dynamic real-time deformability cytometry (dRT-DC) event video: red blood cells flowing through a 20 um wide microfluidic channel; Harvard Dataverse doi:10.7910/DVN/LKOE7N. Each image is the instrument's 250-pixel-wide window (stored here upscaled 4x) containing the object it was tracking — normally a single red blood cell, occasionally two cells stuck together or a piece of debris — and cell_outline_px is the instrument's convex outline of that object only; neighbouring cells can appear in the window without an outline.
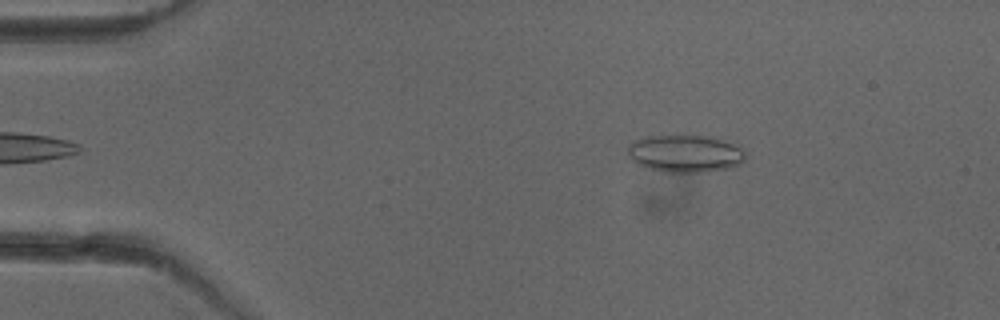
{"species": "common noctule bat (a hibernating species)", "species_latin": "Nyctalus noctula", "temperature_condition": "cold", "stored_images_in_passage": 45, "camera_frame_rate_fps": 3000, "um_per_image_px": 0.085, "animal": {"sex": "female"}, "frame": {"image": 1, "passage_image": 2, "time_ms": 0.333, "image_size_px": [1000, 320], "cell_outline_px": [[748, 156], [740, 164], [728, 168], [708, 172], [664, 172], [648, 168], [636, 164], [628, 152], [628, 144], [636, 140], [648, 136], [676, 132], [704, 136], [720, 140], [732, 144], [740, 148]], "centroid_in_image_um": [58.21, 13.02], "position_along_channel_um": 26.8, "area_um2": 26.18}}
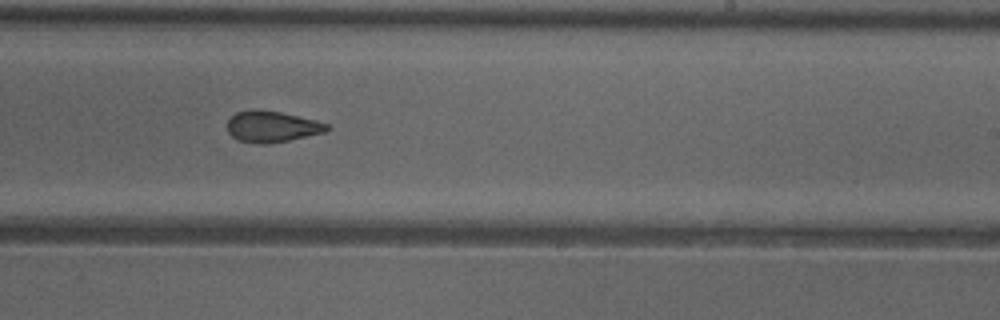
{"frame": {"image": 2, "passage_image": 25, "time_ms": 8.0, "image_size_px": [1000, 320], "cell_outline_px": [[332, 128], [324, 132], [288, 140], [264, 144], [256, 144], [240, 140], [232, 136], [228, 132], [228, 120], [236, 112], [252, 108], [256, 108], [280, 112], [316, 120], [328, 124]], "centroid_in_image_um": [23.1, 10.74], "position_along_channel_um": 265.9, "area_um2": 18.09}}
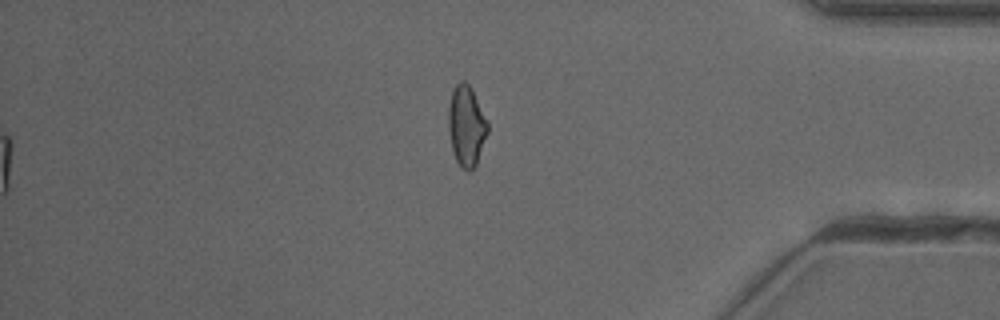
{"frame": {"image": 3, "passage_image": 37, "time_ms": 12.0, "image_size_px": [1000, 320], "cell_outline_px": [[488, 132], [476, 164], [468, 172], [460, 168], [452, 152], [448, 128], [448, 108], [452, 88], [460, 80], [464, 80], [472, 88], [488, 120]], "centroid_in_image_um": [39.63, 10.67], "position_along_channel_um": 395.6, "area_um2": 18.79}, "authors_computed_cell_mechanics": {"area_um2": 18.785, "velocity_mm_per_s": 3.9912, "shape_relaxation_time_tau1_ms": null, "shape_relaxation_time_tau2_ms": 2.2498, "deformation_change_tau1": null, "deformation_change_tau2": 0.0922}}